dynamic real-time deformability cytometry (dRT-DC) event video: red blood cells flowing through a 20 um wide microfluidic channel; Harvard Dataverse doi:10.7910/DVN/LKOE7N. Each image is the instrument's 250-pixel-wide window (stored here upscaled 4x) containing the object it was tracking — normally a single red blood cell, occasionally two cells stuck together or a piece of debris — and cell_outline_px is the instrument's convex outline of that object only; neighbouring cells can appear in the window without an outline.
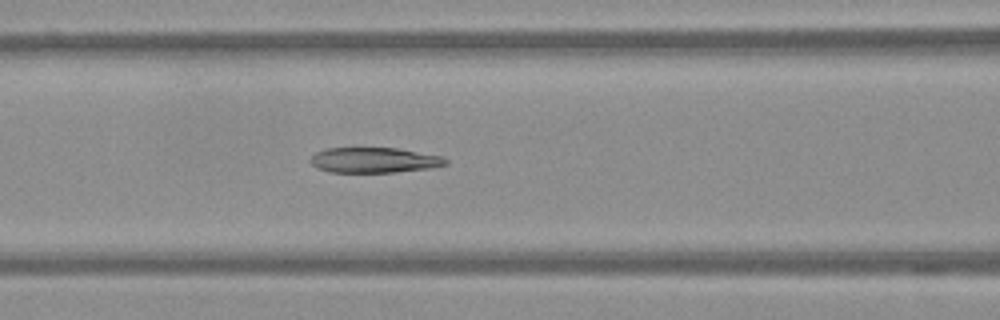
{"species": "Egyptian fruit bat (a non-hibernating species)", "species_latin": "Rousettus aegyptiacus", "temperature_condition": "warm", "stored_images_in_passage": 56, "camera_frame_rate_fps": 3000, "um_per_image_px": 0.085, "frame": {"image": 1, "passage_image": 24, "time_ms": 7.667, "image_size_px": [1000, 320], "cell_outline_px": [[448, 164], [428, 168], [396, 172], [328, 172], [316, 168], [308, 160], [316, 152], [328, 148], [396, 148], [444, 156], [448, 160]], "centroid_in_image_um": [31.8, 13.61], "position_along_channel_um": 134.8, "area_um2": 20.0}}
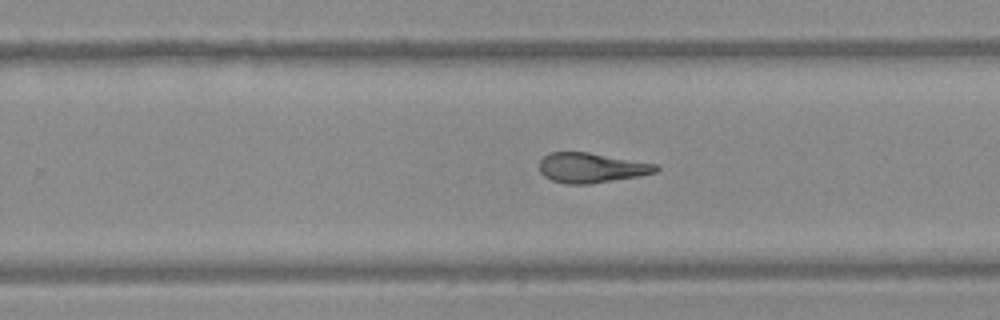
{"frame": {"image": 2, "passage_image": 36, "time_ms": 11.667, "image_size_px": [1000, 320], "cell_outline_px": [[660, 168], [656, 172], [640, 176], [588, 184], [564, 184], [552, 180], [544, 176], [540, 172], [540, 160], [548, 152], [588, 152], [656, 164]], "centroid_in_image_um": [50.25, 14.26], "position_along_channel_um": 279.6, "area_um2": 20.29}}
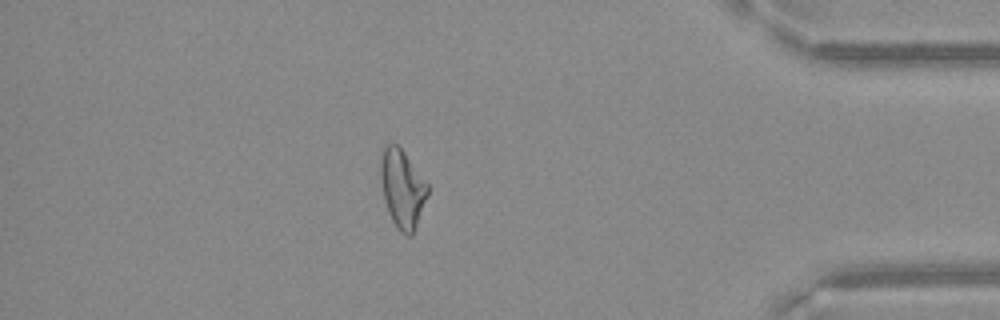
{"frame": {"image": 3, "passage_image": 49, "time_ms": 16.0, "image_size_px": [1000, 320], "cell_outline_px": [[428, 196], [412, 236], [408, 236], [400, 232], [396, 228], [392, 220], [384, 196], [380, 176], [380, 164], [384, 148], [388, 144], [396, 144], [404, 152], [428, 184]], "centroid_in_image_um": [34.21, 16.06], "position_along_channel_um": 401.0, "area_um2": 21.1}}